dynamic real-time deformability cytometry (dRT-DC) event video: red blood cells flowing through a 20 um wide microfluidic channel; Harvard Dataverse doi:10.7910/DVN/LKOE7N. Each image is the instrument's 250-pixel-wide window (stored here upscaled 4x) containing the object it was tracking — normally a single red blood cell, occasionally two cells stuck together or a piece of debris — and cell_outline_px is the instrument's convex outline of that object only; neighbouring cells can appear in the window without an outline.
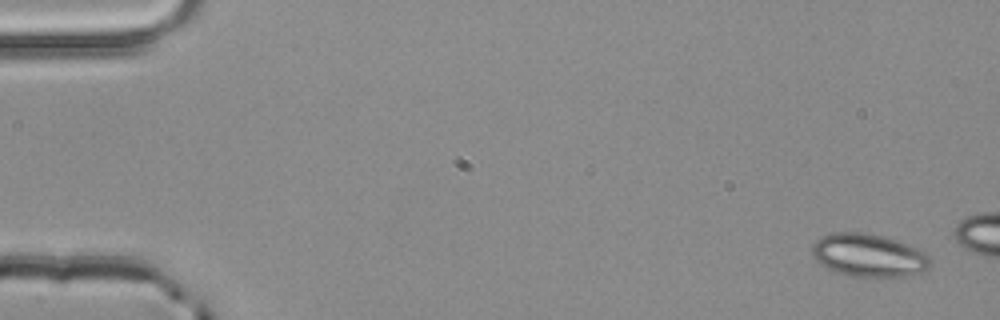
{"species": "common noctule bat (a hibernating species)", "species_latin": "Nyctalus noctula", "temperature_condition": "room temperature", "stored_images_in_passage": 4, "camera_frame_rate_fps": 3000, "um_per_image_px": 0.085, "animal": {"sex": "male", "body_mass_g": 20.4}, "frame": {"image": 1, "passage_image": 1, "time_ms": 0.0, "image_size_px": [1000, 320], "cell_outline_px": [[932, 264], [928, 268], [920, 272], [908, 276], [848, 276], [832, 272], [820, 264], [816, 260], [812, 252], [812, 244], [820, 236], [836, 232], [864, 232], [884, 236], [916, 248], [924, 252], [928, 256]], "centroid_in_image_um": [73.79, 21.7], "position_along_channel_um": 11.2, "area_um2": 29.65}}